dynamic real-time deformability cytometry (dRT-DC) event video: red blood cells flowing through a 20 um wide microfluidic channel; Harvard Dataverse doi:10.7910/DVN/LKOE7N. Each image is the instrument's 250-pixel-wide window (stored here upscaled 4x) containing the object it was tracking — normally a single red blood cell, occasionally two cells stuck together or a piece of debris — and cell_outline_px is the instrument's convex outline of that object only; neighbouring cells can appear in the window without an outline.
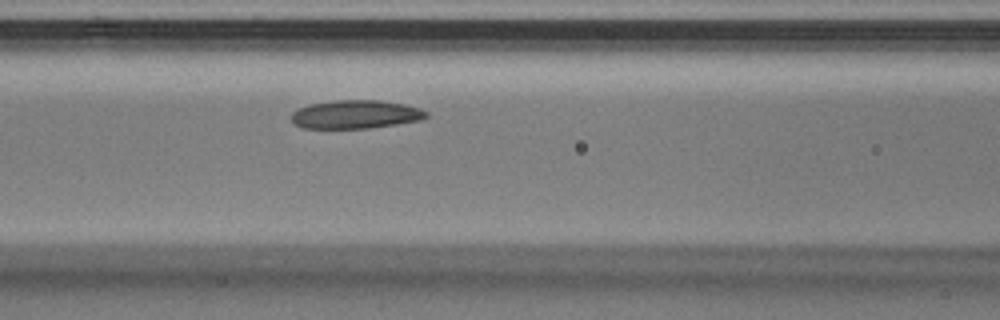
{"species": "Egyptian fruit bat (a non-hibernating species)", "species_latin": "Rousettus aegyptiacus", "temperature_condition": "warm", "stored_images_in_passage": 11, "camera_frame_rate_fps": 3000, "um_per_image_px": 0.085, "animal": {"sex": "male"}, "frame": {"image": 1, "passage_image": 10, "time_ms": 3.0, "image_size_px": [1000, 320], "cell_outline_px": [[428, 116], [420, 120], [368, 128], [304, 128], [292, 124], [292, 112], [296, 108], [308, 104], [336, 100], [380, 100], [404, 104], [420, 108], [428, 112]], "centroid_in_image_um": [30.18, 9.71], "position_along_channel_um": 136.4, "area_um2": 22.43}}